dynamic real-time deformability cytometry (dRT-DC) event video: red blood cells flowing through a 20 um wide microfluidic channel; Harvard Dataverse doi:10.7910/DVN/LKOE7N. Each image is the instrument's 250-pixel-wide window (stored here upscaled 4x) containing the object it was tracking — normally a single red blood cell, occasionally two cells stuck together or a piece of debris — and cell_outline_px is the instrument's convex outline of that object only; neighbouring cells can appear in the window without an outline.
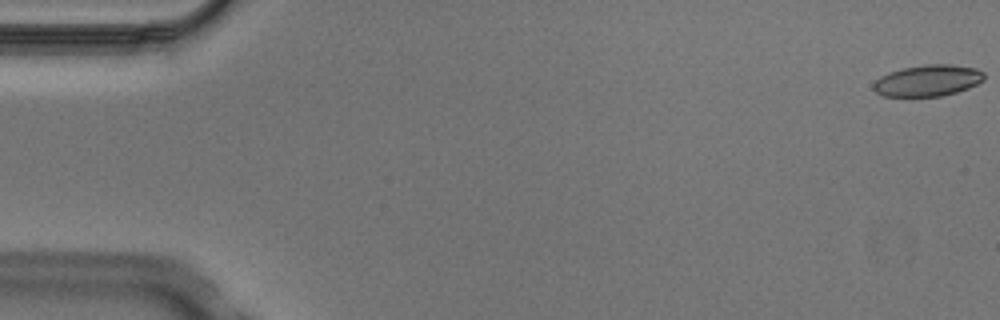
{"species": "Egyptian fruit bat (a non-hibernating species)", "species_latin": "Rousettus aegyptiacus", "temperature_condition": "cold", "stored_images_in_passage": 6, "camera_frame_rate_fps": 3000, "um_per_image_px": 0.085, "animal": {"sex": "male"}, "frame": {"image": 1, "passage_image": 1, "time_ms": 0.0, "image_size_px": [1000, 320], "cell_outline_px": [[984, 80], [968, 88], [956, 92], [940, 96], [880, 96], [872, 88], [872, 84], [880, 76], [888, 72], [904, 68], [924, 64], [952, 64], [976, 68], [984, 72]], "centroid_in_image_um": [78.84, 6.84], "position_along_channel_um": 6.2, "area_um2": 20.35}}
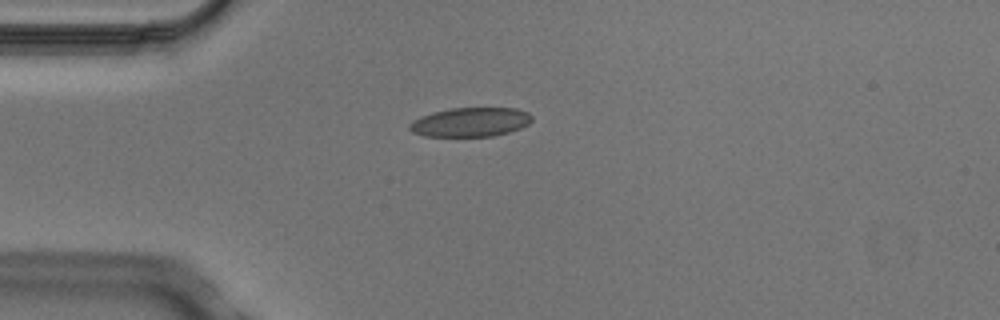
{"frame": {"image": 2, "passage_image": 4, "time_ms": 1.0, "image_size_px": [1000, 320], "cell_outline_px": [[532, 120], [528, 124], [520, 128], [508, 132], [492, 136], [424, 136], [412, 132], [408, 128], [408, 124], [412, 120], [432, 112], [452, 108], [516, 108], [528, 112], [532, 116]], "centroid_in_image_um": [39.97, 10.37], "position_along_channel_um": 45.0, "area_um2": 20.81}}
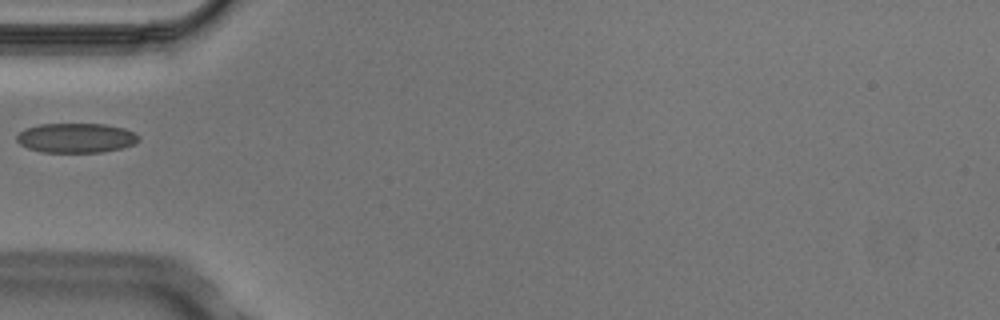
{"frame": {"image": 3, "passage_image": 5, "time_ms": 1.333, "image_size_px": [1000, 320], "cell_outline_px": [[140, 140], [136, 144], [120, 148], [100, 152], [40, 152], [28, 148], [20, 144], [16, 140], [16, 136], [24, 128], [40, 124], [104, 124], [124, 128], [140, 136]], "centroid_in_image_um": [6.46, 11.72], "position_along_channel_um": 78.5, "area_um2": 21.1}}